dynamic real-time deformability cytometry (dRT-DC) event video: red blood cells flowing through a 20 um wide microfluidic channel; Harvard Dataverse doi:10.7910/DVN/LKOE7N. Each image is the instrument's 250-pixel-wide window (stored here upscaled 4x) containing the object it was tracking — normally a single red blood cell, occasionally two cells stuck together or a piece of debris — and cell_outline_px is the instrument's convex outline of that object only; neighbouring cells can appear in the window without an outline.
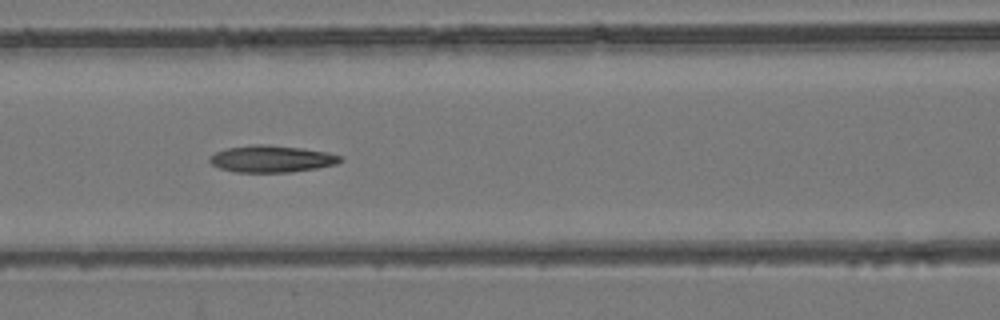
{"species": "common noctule bat (a hibernating species)", "species_latin": "Nyctalus noctula", "temperature_condition": "room temperature", "stored_images_in_passage": 6, "camera_frame_rate_fps": 3000, "um_per_image_px": 0.085, "animal": {"sex": "female", "body_mass_g": 24.6, "forearm_length_mm": 56.2}, "frame": {"image": 1, "passage_image": 4, "time_ms": 1.0, "image_size_px": [1000, 320], "cell_outline_px": [[344, 160], [336, 164], [316, 168], [288, 172], [236, 172], [220, 168], [212, 164], [208, 160], [208, 156], [216, 152], [228, 148], [252, 144], [268, 144], [300, 148], [328, 152], [340, 156]], "centroid_in_image_um": [23.07, 13.5], "position_along_channel_um": 143.5, "area_um2": 20.4}}
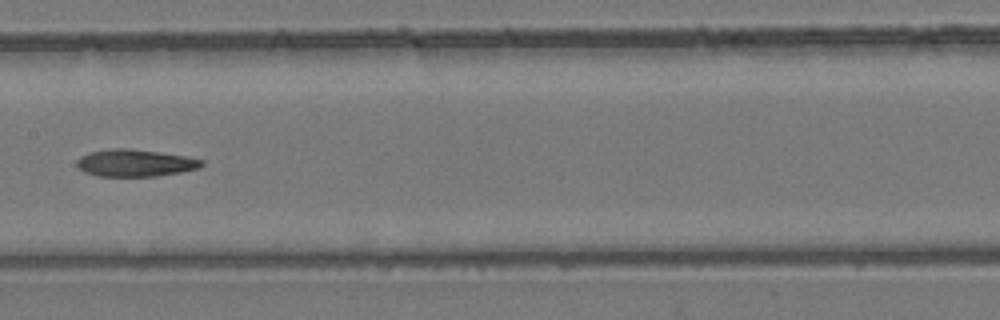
{"frame": {"image": 2, "passage_image": 5, "time_ms": 1.333, "image_size_px": [1000, 320], "cell_outline_px": [[204, 164], [200, 168], [180, 172], [156, 176], [96, 176], [84, 172], [76, 164], [76, 160], [80, 156], [88, 152], [112, 148], [132, 148], [184, 156], [204, 160]], "centroid_in_image_um": [11.46, 13.85], "position_along_channel_um": 195.9, "area_um2": 19.83}}
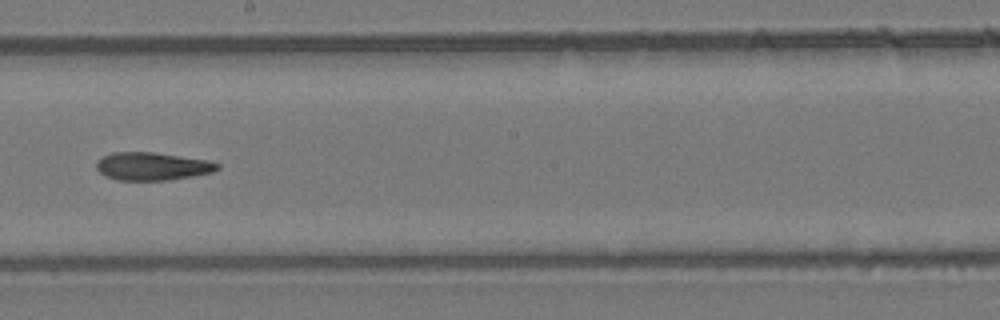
{"frame": {"image": 3, "passage_image": 6, "time_ms": 1.667, "image_size_px": [1000, 320], "cell_outline_px": [[220, 168], [212, 172], [192, 176], [168, 180], [120, 180], [104, 176], [96, 168], [96, 164], [104, 156], [112, 152], [156, 152], [208, 160], [220, 164]], "centroid_in_image_um": [12.96, 14.13], "position_along_channel_um": 235.2, "area_um2": 19.65}}